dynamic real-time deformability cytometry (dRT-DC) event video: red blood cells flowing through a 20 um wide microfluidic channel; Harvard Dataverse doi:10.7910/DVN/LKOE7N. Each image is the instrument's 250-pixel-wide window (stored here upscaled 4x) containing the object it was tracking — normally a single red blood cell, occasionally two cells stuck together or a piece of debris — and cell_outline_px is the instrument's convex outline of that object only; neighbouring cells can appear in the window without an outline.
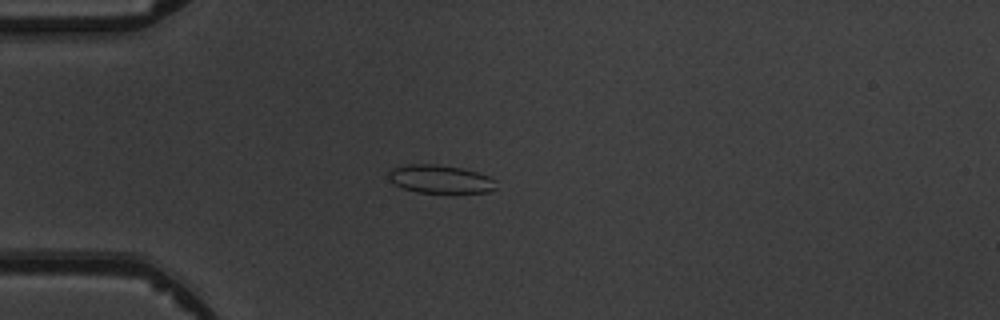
{"species": "common noctule bat (a hibernating species)", "species_latin": "Nyctalus noctula", "temperature_condition": "warm", "stored_images_in_passage": 6, "camera_frame_rate_fps": 3000, "um_per_image_px": 0.085, "animal": {"sex": "male", "body_mass_g": 19.5, "forearm_length_mm": 54.6}, "frame": {"image": 1, "passage_image": 3, "time_ms": 2.333, "image_size_px": [1000, 320], "cell_outline_px": [[496, 188], [488, 192], [416, 192], [404, 188], [396, 184], [388, 176], [388, 172], [392, 168], [408, 164], [436, 164], [460, 168], [476, 172], [488, 176], [496, 180]], "centroid_in_image_um": [37.43, 15.21], "position_along_channel_um": 47.6, "area_um2": 17.4}}
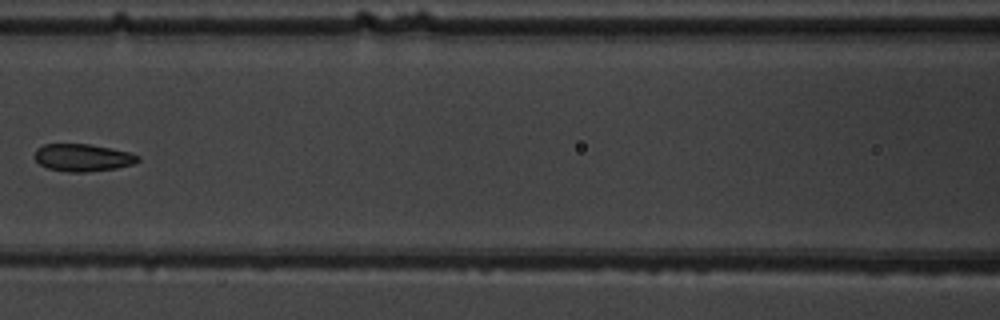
{"frame": {"image": 2, "passage_image": 6, "time_ms": 5.667, "image_size_px": [1000, 320], "cell_outline_px": [[140, 160], [132, 164], [116, 168], [84, 172], [68, 172], [48, 168], [40, 164], [36, 160], [36, 148], [44, 144], [88, 144], [112, 148], [128, 152], [140, 156]], "centroid_in_image_um": [7.04, 13.39], "position_along_channel_um": 159.6, "area_um2": 16.36}}